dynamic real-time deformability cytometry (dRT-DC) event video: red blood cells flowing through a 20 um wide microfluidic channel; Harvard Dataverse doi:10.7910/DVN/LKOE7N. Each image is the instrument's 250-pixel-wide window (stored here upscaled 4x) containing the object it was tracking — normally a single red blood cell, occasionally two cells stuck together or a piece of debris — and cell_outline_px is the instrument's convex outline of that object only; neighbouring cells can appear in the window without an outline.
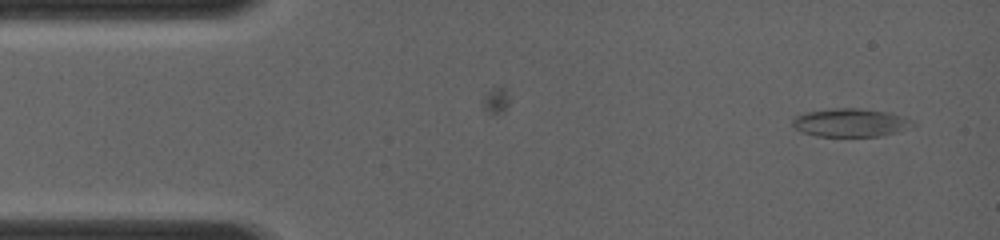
{"species": "common noctule bat (a hibernating species)", "species_latin": "Nyctalus noctula", "temperature_condition": "room temperature", "stored_images_in_passage": 38, "camera_frame_rate_fps": 4000, "um_per_image_px": 0.085, "animal": {"sex": "female", "body_mass_g": 19.0, "forearm_length_mm": 56.7}, "frame": {"image": 1, "passage_image": 1, "time_ms": 0.0, "image_size_px": [1000, 240], "cell_outline_px": [[916, 124], [896, 132], [880, 136], [816, 136], [800, 132], [792, 128], [792, 120], [796, 116], [808, 112], [832, 108], [860, 108], [892, 112], [912, 120]], "centroid_in_image_um": [72.27, 10.42], "position_along_channel_um": 12.7, "area_um2": 19.94}}
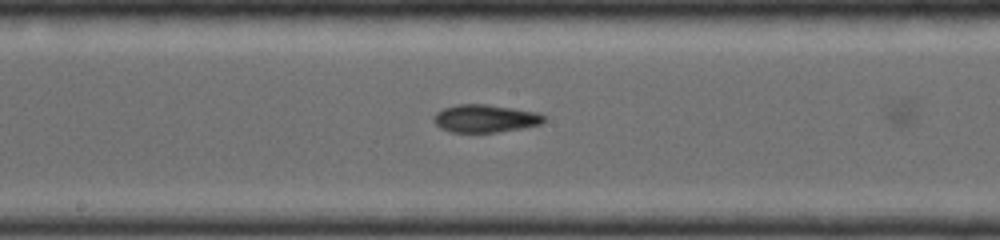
{"frame": {"image": 2, "passage_image": 19, "time_ms": 6.25, "image_size_px": [1000, 240], "cell_outline_px": [[548, 116], [540, 124], [524, 128], [496, 132], [452, 132], [440, 128], [432, 120], [432, 116], [436, 112], [444, 108], [456, 104], [488, 104], [540, 112]], "centroid_in_image_um": [41.26, 10.06], "position_along_channel_um": 206.9, "area_um2": 18.15}}
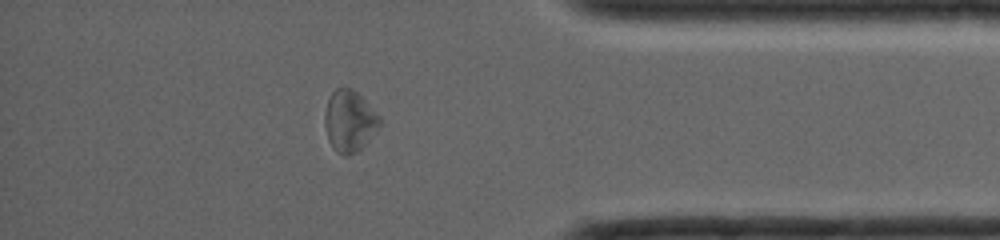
{"frame": {"image": 3, "passage_image": 33, "time_ms": 10.75, "image_size_px": [1000, 240], "cell_outline_px": [[380, 124], [368, 140], [356, 152], [348, 156], [344, 156], [336, 152], [332, 148], [328, 140], [324, 124], [324, 116], [328, 100], [332, 92], [336, 88], [352, 88], [380, 116]], "centroid_in_image_um": [29.67, 10.31], "position_along_channel_um": 405.5, "area_um2": 19.42}}